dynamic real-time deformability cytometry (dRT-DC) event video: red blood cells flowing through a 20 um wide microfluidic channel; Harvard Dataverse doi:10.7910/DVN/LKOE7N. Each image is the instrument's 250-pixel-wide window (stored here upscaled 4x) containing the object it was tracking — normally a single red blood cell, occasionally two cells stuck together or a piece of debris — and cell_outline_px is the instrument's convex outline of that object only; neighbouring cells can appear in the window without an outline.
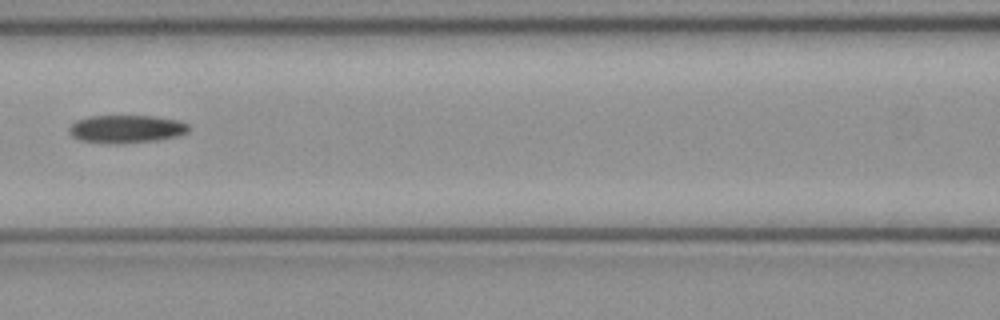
{"species": "common noctule bat (a hibernating species)", "species_latin": "Nyctalus noctula", "temperature_condition": "cold", "stored_images_in_passage": 7, "camera_frame_rate_fps": 3000, "um_per_image_px": 0.085, "animal": {"sex": "female", "body_mass_g": 21.9}, "frame": {"image": 1, "passage_image": 6, "time_ms": 1.667, "image_size_px": [1000, 320], "cell_outline_px": [[188, 132], [176, 136], [160, 140], [116, 144], [108, 144], [80, 140], [72, 136], [68, 132], [68, 128], [76, 120], [88, 116], [152, 116], [180, 120], [188, 124]], "centroid_in_image_um": [10.71, 10.97], "position_along_channel_um": 155.9, "area_um2": 19.65}}
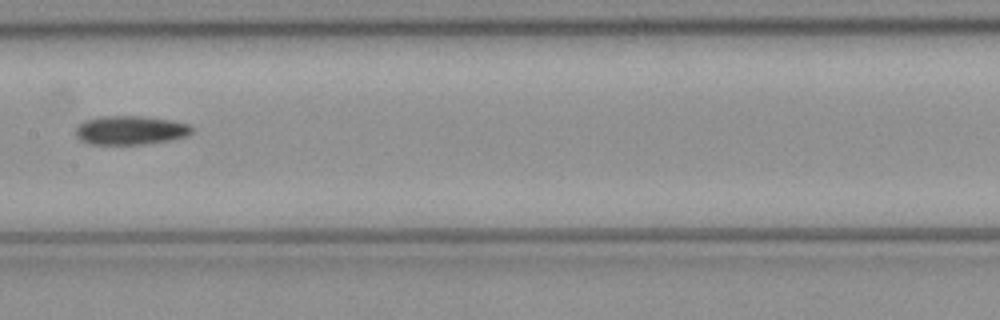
{"frame": {"image": 2, "passage_image": 7, "time_ms": 2.0, "image_size_px": [1000, 320], "cell_outline_px": [[192, 132], [188, 136], [172, 140], [144, 144], [88, 144], [80, 140], [76, 136], [76, 128], [84, 120], [100, 116], [140, 116], [172, 120], [188, 124], [192, 128]], "centroid_in_image_um": [11.09, 11.07], "position_along_channel_um": 196.3, "area_um2": 19.65}}